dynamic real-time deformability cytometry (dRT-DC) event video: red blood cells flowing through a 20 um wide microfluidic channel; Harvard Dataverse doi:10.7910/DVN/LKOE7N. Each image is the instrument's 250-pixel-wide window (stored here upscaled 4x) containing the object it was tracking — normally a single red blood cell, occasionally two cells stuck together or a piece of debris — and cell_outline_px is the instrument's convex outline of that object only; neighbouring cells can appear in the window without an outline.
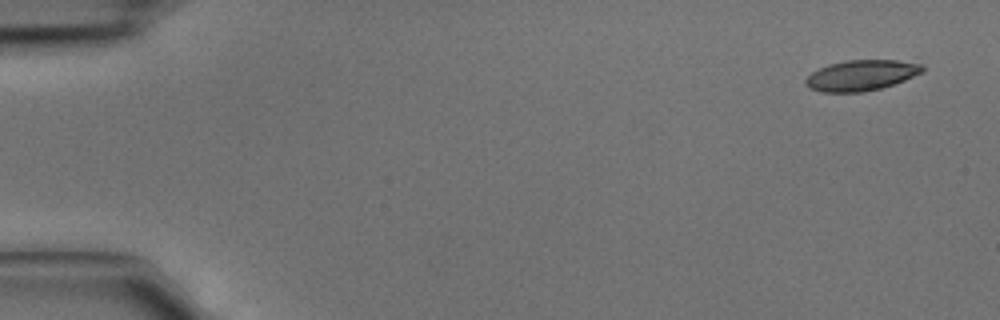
{"species": "common noctule bat (a hibernating species)", "species_latin": "Nyctalus noctula", "temperature_condition": "cold", "stored_images_in_passage": 4, "camera_frame_rate_fps": 3000, "um_per_image_px": 0.085, "animal": {"sex": "male", "body_mass_g": 15.6}, "frame": {"image": 1, "passage_image": 1, "time_ms": 0.0, "image_size_px": [1000, 320], "cell_outline_px": [[924, 72], [904, 80], [880, 88], [864, 92], [820, 92], [808, 88], [804, 84], [804, 80], [812, 72], [828, 64], [848, 60], [896, 60], [924, 64]], "centroid_in_image_um": [73.19, 6.4], "position_along_channel_um": 11.8, "area_um2": 20.92}}
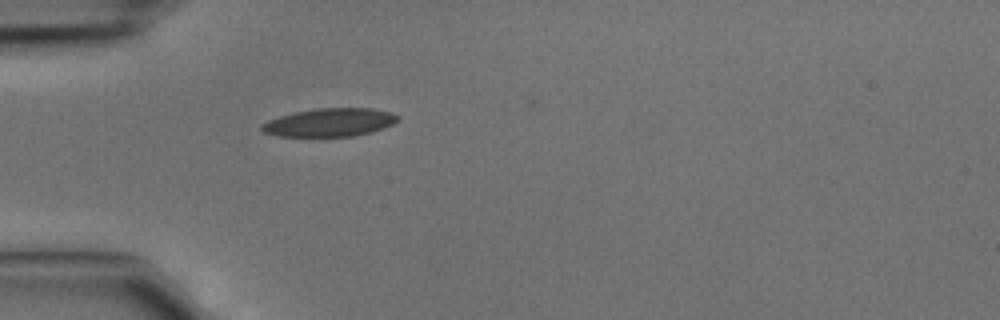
{"frame": {"image": 2, "passage_image": 4, "time_ms": 1.0, "image_size_px": [1000, 320], "cell_outline_px": [[400, 116], [392, 124], [368, 132], [352, 136], [280, 136], [264, 132], [260, 128], [260, 124], [268, 120], [280, 116], [296, 112], [316, 108], [372, 108], [392, 112]], "centroid_in_image_um": [28.0, 10.39], "position_along_channel_um": 57.0, "area_um2": 22.08}}